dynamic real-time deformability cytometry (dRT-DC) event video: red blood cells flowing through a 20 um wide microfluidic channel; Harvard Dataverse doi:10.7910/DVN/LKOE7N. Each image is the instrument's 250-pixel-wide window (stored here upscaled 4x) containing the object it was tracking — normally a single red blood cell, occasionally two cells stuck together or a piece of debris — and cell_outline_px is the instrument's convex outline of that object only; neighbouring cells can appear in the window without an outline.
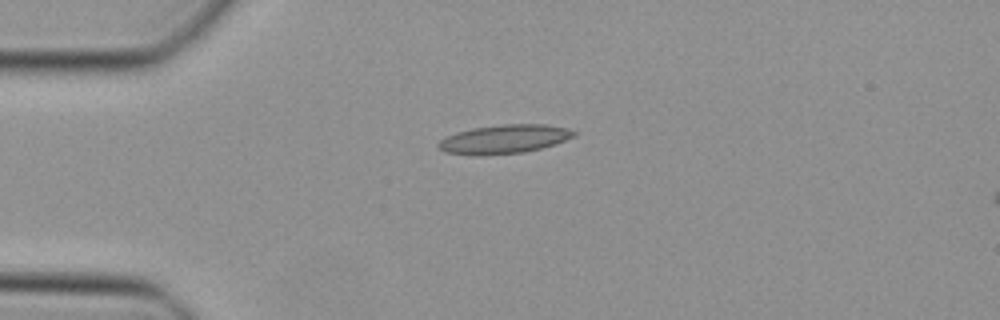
{"species": "Egyptian fruit bat (a non-hibernating species)", "species_latin": "Rousettus aegyptiacus", "temperature_condition": "cold", "stored_images_in_passage": 37, "camera_frame_rate_fps": 3000, "um_per_image_px": 0.085, "animal": {"sex": "female"}, "frame": {"image": 1, "passage_image": 1, "time_ms": 0.0, "image_size_px": [1000, 320], "cell_outline_px": [[576, 136], [556, 144], [524, 152], [480, 156], [444, 152], [436, 144], [440, 140], [456, 132], [472, 128], [504, 124], [548, 124], [568, 128], [576, 132]], "centroid_in_image_um": [42.88, 11.82], "position_along_channel_um": 42.1, "area_um2": 22.89}}
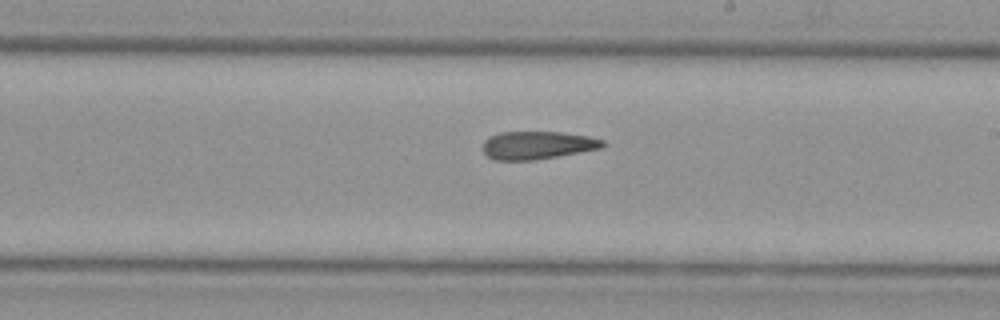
{"frame": {"image": 2, "passage_image": 17, "time_ms": 5.333, "image_size_px": [1000, 320], "cell_outline_px": [[608, 144], [600, 148], [580, 152], [536, 160], [496, 160], [488, 156], [484, 152], [484, 140], [488, 136], [500, 132], [560, 132], [588, 136], [604, 140]], "centroid_in_image_um": [45.69, 12.34], "position_along_channel_um": 243.3, "area_um2": 19.54}}
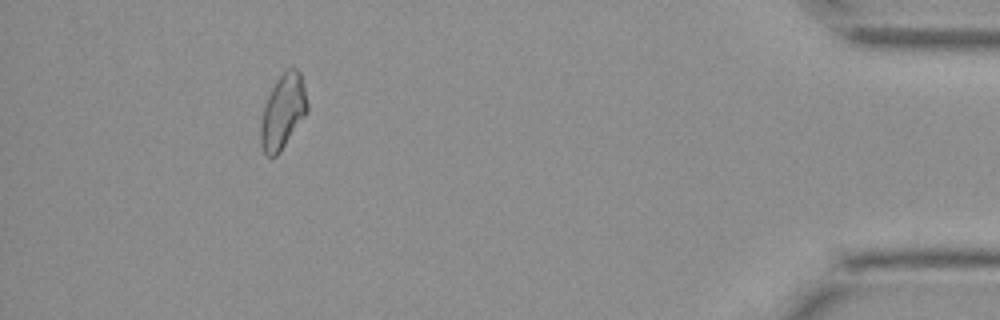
{"frame": {"image": 3, "passage_image": 33, "time_ms": 10.667, "image_size_px": [1000, 320], "cell_outline_px": [[308, 112], [280, 152], [276, 156], [268, 156], [264, 152], [260, 144], [260, 124], [264, 104], [276, 80], [288, 68], [296, 68], [300, 72], [308, 104]], "centroid_in_image_um": [24.04, 9.5], "position_along_channel_um": 411.2, "area_um2": 20.17}}